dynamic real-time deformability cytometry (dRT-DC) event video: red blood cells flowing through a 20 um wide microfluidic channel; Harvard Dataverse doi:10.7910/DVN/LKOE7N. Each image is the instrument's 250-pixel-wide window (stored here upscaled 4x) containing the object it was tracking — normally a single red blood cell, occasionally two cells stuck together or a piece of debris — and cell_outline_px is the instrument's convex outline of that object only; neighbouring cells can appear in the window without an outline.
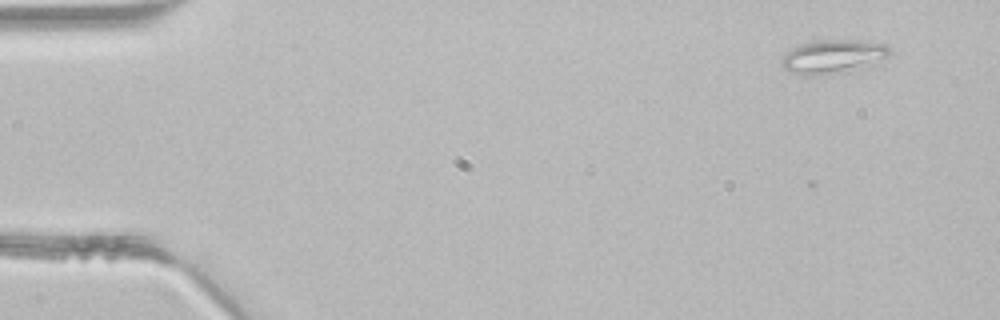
{"species": "common noctule bat (a hibernating species)", "species_latin": "Nyctalus noctula", "temperature_condition": "room temperature", "stored_images_in_passage": 4, "camera_frame_rate_fps": 3000, "um_per_image_px": 0.085, "animal": {"sex": "male", "body_mass_g": 21.5, "forearm_length_mm": 52.0}, "frame": {"image": 1, "passage_image": 2, "time_ms": 0.333, "image_size_px": [1000, 320], "cell_outline_px": [[892, 52], [888, 56], [844, 72], [816, 76], [804, 76], [788, 72], [780, 64], [780, 60], [792, 48], [800, 44], [820, 40], [848, 40], [884, 44]], "centroid_in_image_um": [70.68, 4.82], "position_along_channel_um": 14.3, "area_um2": 20.75}}